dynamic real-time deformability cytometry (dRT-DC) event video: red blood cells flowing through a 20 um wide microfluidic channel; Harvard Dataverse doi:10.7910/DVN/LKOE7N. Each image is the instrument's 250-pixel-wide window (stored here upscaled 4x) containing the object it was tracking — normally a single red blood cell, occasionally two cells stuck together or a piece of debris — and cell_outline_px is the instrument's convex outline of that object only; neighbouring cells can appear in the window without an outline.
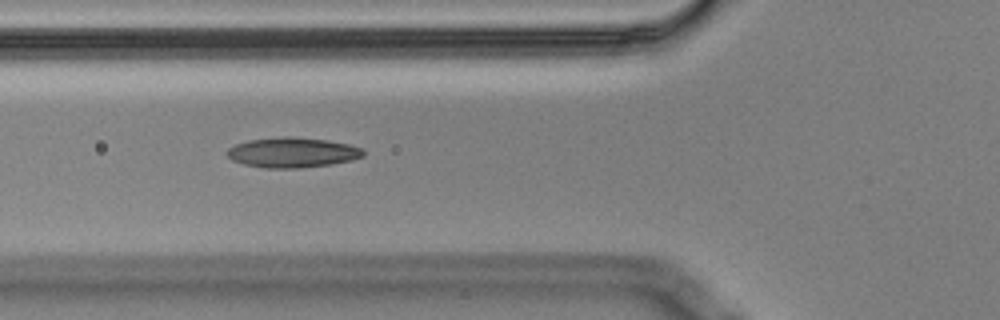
{"species": "Egyptian fruit bat (a non-hibernating species)", "species_latin": "Rousettus aegyptiacus", "temperature_condition": "cold", "stored_images_in_passage": 11, "camera_frame_rate_fps": 3000, "um_per_image_px": 0.085, "animal": {"sex": "male"}, "frame": {"image": 1, "passage_image": 2, "time_ms": 0.333, "image_size_px": [1000, 320], "cell_outline_px": [[364, 156], [352, 160], [332, 164], [300, 168], [268, 168], [244, 164], [232, 160], [224, 152], [228, 148], [236, 144], [248, 140], [284, 136], [288, 136], [328, 140], [348, 144], [364, 148]], "centroid_in_image_um": [24.86, 12.96], "position_along_channel_um": 100.9, "area_um2": 23.99}}
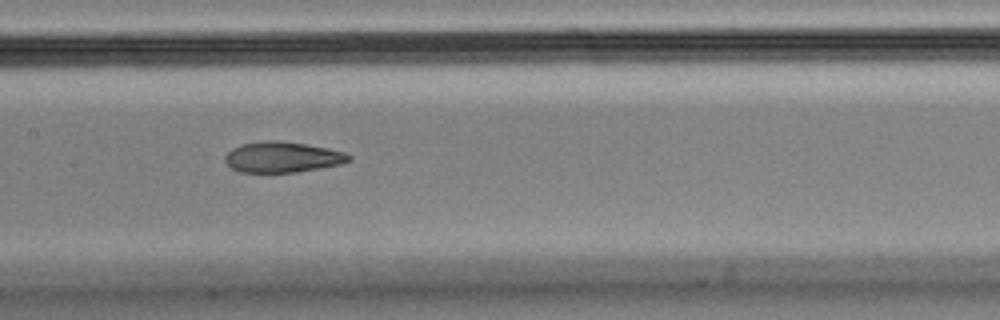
{"frame": {"image": 2, "passage_image": 4, "time_ms": 1.0, "image_size_px": [1000, 320], "cell_outline_px": [[352, 160], [340, 164], [296, 172], [240, 172], [232, 168], [224, 160], [224, 156], [232, 148], [240, 144], [264, 140], [276, 140], [304, 144], [328, 148], [344, 152], [352, 156]], "centroid_in_image_um": [23.99, 13.34], "position_along_channel_um": 183.4, "area_um2": 22.08}}
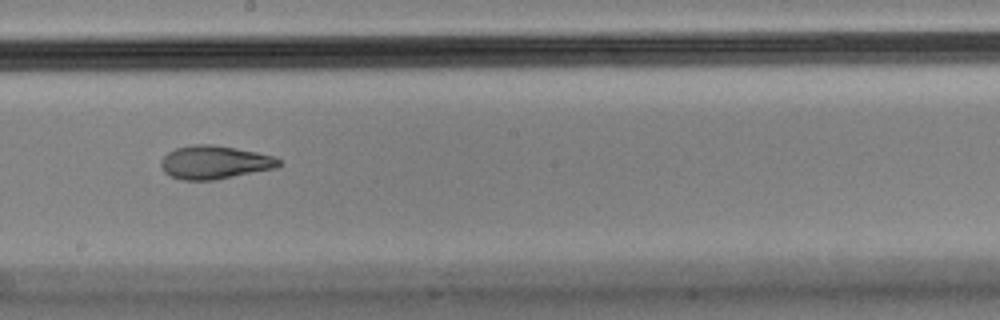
{"frame": {"image": 3, "passage_image": 5, "time_ms": 1.333, "image_size_px": [1000, 320], "cell_outline_px": [[280, 164], [276, 168], [212, 180], [184, 180], [172, 176], [164, 172], [160, 164], [160, 160], [168, 152], [176, 148], [192, 144], [212, 144], [236, 148], [276, 156], [280, 160]], "centroid_in_image_um": [18.23, 13.78], "position_along_channel_um": 230.0, "area_um2": 22.83}}